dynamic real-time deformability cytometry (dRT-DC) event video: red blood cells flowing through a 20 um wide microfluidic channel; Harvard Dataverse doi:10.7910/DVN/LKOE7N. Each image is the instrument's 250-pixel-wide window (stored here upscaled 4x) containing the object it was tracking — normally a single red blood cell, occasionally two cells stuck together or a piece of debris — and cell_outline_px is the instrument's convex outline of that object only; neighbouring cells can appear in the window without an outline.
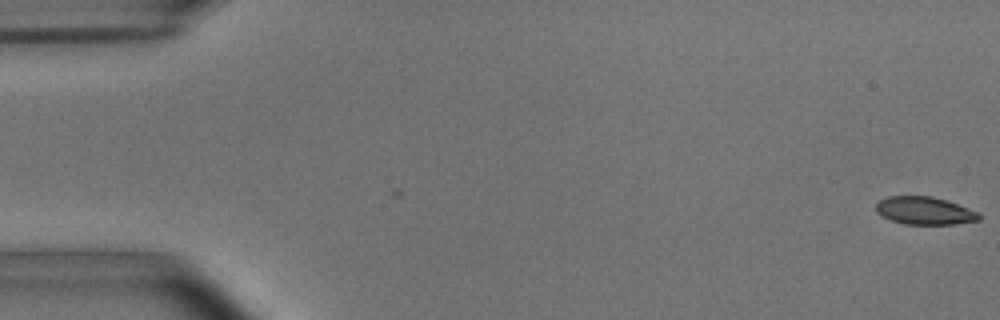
{"species": "common noctule bat (a hibernating species)", "species_latin": "Nyctalus noctula", "temperature_condition": "room temperature", "stored_images_in_passage": 55, "camera_frame_rate_fps": 3000, "um_per_image_px": 0.085, "animal": {"sex": "male", "body_mass_g": 15.6}, "frame": {"image": 1, "passage_image": 1, "time_ms": 0.0, "image_size_px": [1000, 320], "cell_outline_px": [[980, 220], [956, 224], [904, 224], [892, 220], [876, 212], [876, 204], [880, 200], [888, 196], [932, 196], [948, 200], [980, 212]], "centroid_in_image_um": [78.64, 17.9], "position_along_channel_um": 6.4, "area_um2": 16.76}}
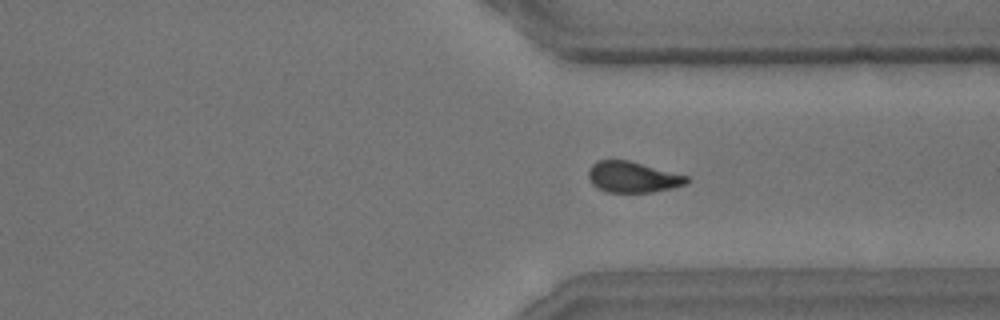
{"frame": {"image": 2, "passage_image": 41, "time_ms": 13.333, "image_size_px": [1000, 320], "cell_outline_px": [[688, 180], [684, 184], [672, 188], [652, 192], [608, 192], [596, 188], [592, 184], [588, 176], [588, 172], [592, 164], [596, 160], [628, 160], [688, 176]], "centroid_in_image_um": [53.74, 15.05], "position_along_channel_um": 357.7, "area_um2": 17.57}}
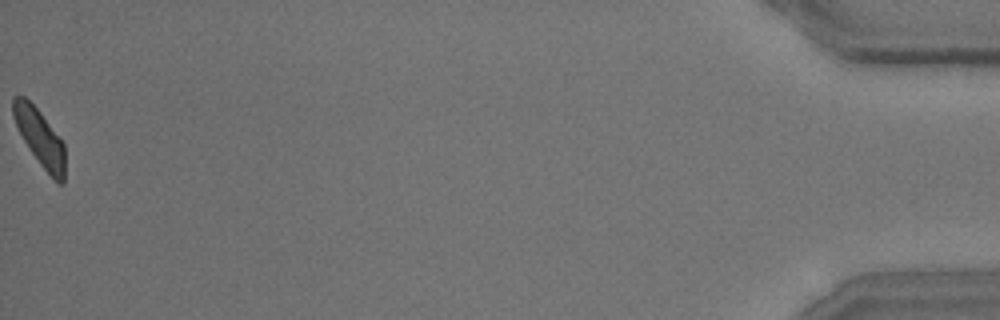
{"frame": {"image": 3, "passage_image": 55, "time_ms": 18.0, "image_size_px": [1000, 320], "cell_outline_px": [[64, 184], [60, 184], [40, 164], [24, 140], [12, 116], [12, 96], [24, 96], [40, 112], [64, 144]], "centroid_in_image_um": [3.37, 11.66], "position_along_channel_um": 431.8, "area_um2": 16.59}, "authors_computed_cell_mechanics": {"area_um2": 18.0336, "velocity_mm_per_s": 3.6867, "shape_relaxation_time_tau1_ms": 3.6551, "shape_relaxation_time_tau2_ms": 2.5891, "deformation_change_tau1": 0.1405, "deformation_change_tau2": 0.0839}}